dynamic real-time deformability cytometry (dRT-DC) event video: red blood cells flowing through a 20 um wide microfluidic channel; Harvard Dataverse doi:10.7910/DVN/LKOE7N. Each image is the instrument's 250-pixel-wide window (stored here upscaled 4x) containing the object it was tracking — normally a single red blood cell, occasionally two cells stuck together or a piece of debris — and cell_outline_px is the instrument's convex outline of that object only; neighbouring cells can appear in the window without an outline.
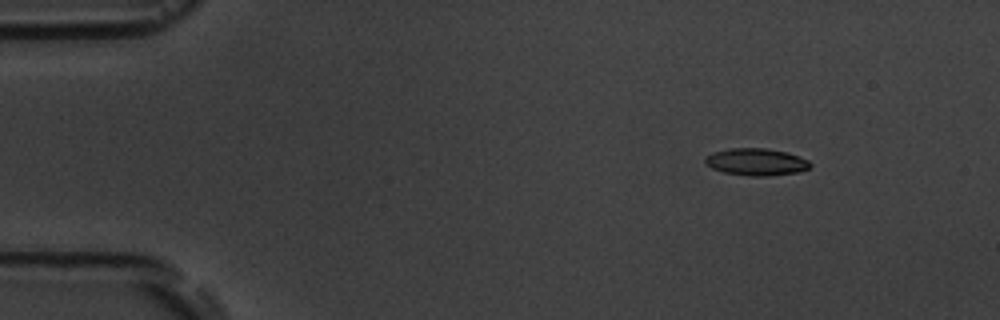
{"species": "common noctule bat (a hibernating species)", "species_latin": "Nyctalus noctula", "temperature_condition": "room temperature", "stored_images_in_passage": 9, "camera_frame_rate_fps": 3000, "um_per_image_px": 0.085, "animal": {"sex": "male", "body_mass_g": 19.5, "forearm_length_mm": 54.6}, "frame": {"image": 1, "passage_image": 2, "time_ms": 1.0, "image_size_px": [1000, 320], "cell_outline_px": [[812, 164], [808, 168], [796, 172], [764, 176], [752, 176], [724, 172], [712, 168], [704, 164], [704, 160], [712, 152], [728, 148], [764, 148], [788, 152], [808, 160]], "centroid_in_image_um": [64.25, 13.75], "position_along_channel_um": 20.7, "area_um2": 16.47}}
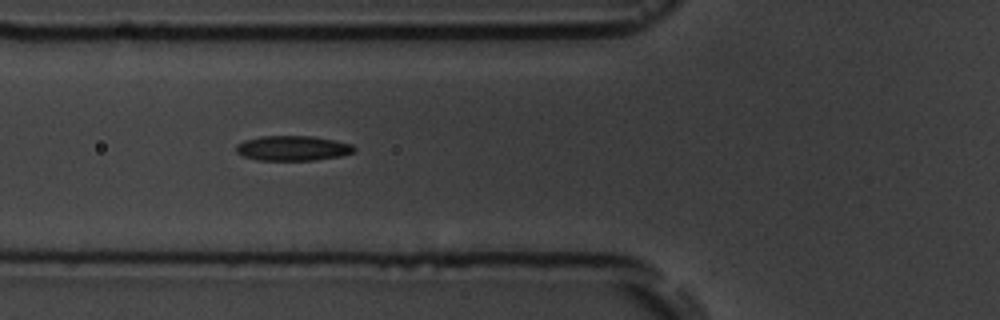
{"frame": {"image": 2, "passage_image": 6, "time_ms": 5.667, "image_size_px": [1000, 320], "cell_outline_px": [[356, 152], [340, 156], [316, 160], [256, 160], [244, 156], [236, 152], [236, 144], [244, 140], [260, 136], [312, 136], [352, 144], [356, 148]], "centroid_in_image_um": [24.88, 12.6], "position_along_channel_um": 100.9, "area_um2": 17.22}}
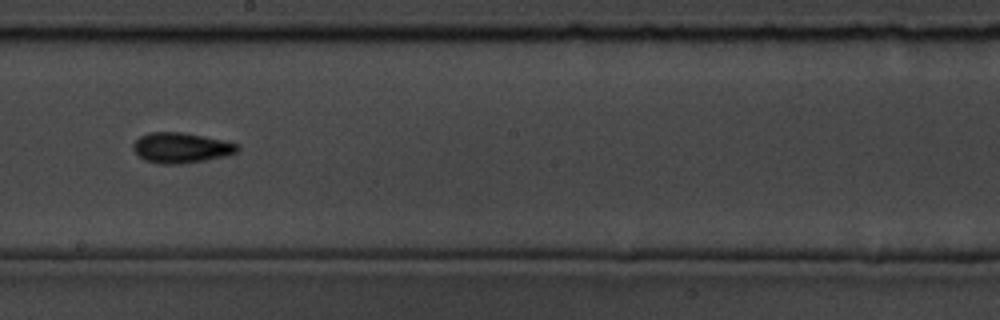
{"frame": {"image": 3, "passage_image": 9, "time_ms": 9.333, "image_size_px": [1000, 320], "cell_outline_px": [[240, 148], [236, 152], [224, 156], [204, 160], [180, 164], [160, 164], [144, 160], [132, 148], [132, 144], [140, 136], [148, 132], [180, 132], [224, 140], [240, 144]], "centroid_in_image_um": [15.38, 12.56], "position_along_channel_um": 232.8, "area_um2": 18.38}}